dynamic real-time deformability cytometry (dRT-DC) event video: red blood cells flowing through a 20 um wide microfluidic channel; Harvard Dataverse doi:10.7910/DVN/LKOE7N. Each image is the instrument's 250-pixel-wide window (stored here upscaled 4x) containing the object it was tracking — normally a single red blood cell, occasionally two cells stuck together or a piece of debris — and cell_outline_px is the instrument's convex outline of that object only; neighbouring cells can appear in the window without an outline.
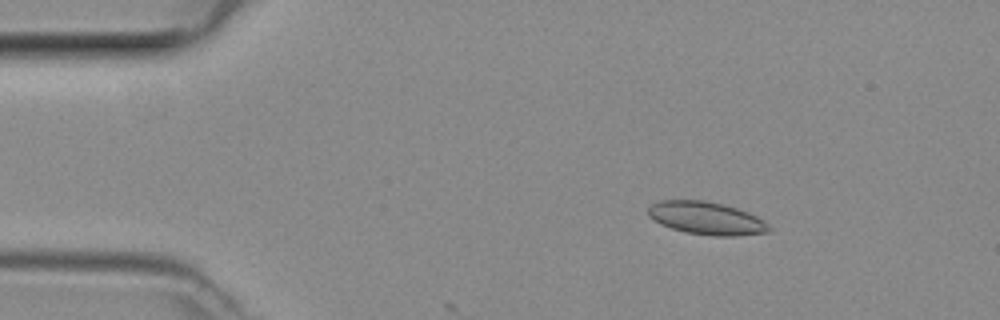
{"species": "common noctule bat (a hibernating species)", "species_latin": "Nyctalus noctula", "temperature_condition": "room temperature", "stored_images_in_passage": 10, "camera_frame_rate_fps": 3000, "um_per_image_px": 0.085, "animal": {"sex": "female", "body_mass_g": 29.2, "forearm_length_mm": 56.3}, "frame": {"image": 1, "passage_image": 7, "time_ms": 2.0, "image_size_px": [1000, 320], "cell_outline_px": [[772, 228], [768, 232], [736, 236], [712, 236], [684, 232], [660, 224], [648, 216], [648, 208], [652, 204], [660, 200], [704, 200], [724, 204], [748, 212], [764, 220]], "centroid_in_image_um": [60.05, 18.55], "position_along_channel_um": 25.0, "area_um2": 23.24}}